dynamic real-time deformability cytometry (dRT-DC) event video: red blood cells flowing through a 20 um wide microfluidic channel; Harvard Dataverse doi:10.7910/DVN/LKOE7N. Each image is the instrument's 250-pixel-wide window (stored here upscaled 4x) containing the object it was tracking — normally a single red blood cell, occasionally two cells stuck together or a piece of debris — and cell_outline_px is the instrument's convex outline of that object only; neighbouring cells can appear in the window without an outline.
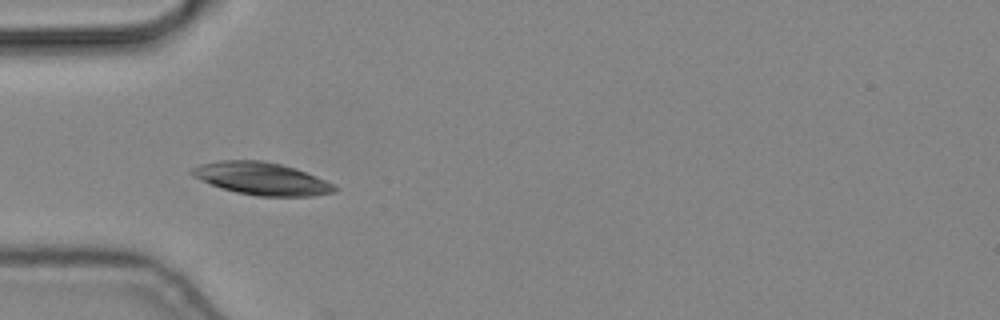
{"species": "common noctule bat (a hibernating species)", "species_latin": "Nyctalus noctula", "temperature_condition": "cold", "stored_images_in_passage": 8, "camera_frame_rate_fps": 3000, "um_per_image_px": 0.085, "animal": {"sex": "male", "body_mass_g": 19.2, "forearm_length_mm": 51.8}, "frame": {"image": 1, "passage_image": 5, "time_ms": 1.333, "image_size_px": [1000, 320], "cell_outline_px": [[336, 188], [332, 192], [312, 196], [256, 196], [236, 192], [212, 184], [192, 176], [188, 172], [192, 168], [200, 164], [220, 160], [264, 160], [296, 168], [324, 180], [332, 184]], "centroid_in_image_um": [22.19, 15.17], "position_along_channel_um": 62.8, "area_um2": 26.7}}
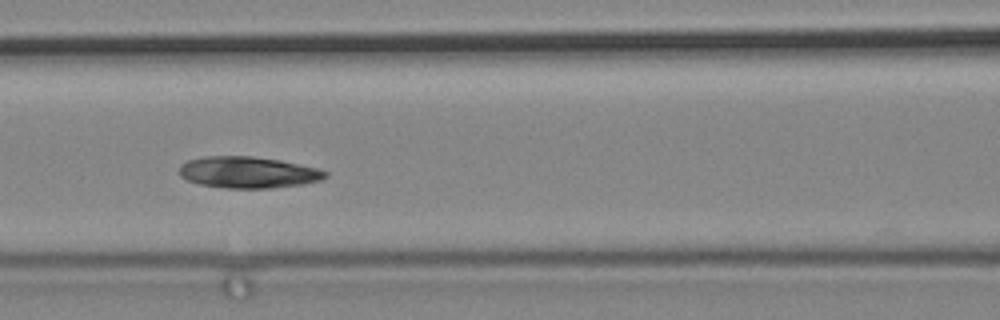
{"frame": {"image": 2, "passage_image": 7, "time_ms": 2.0, "image_size_px": [1000, 320], "cell_outline_px": [[328, 176], [320, 180], [304, 184], [268, 188], [224, 188], [200, 184], [188, 180], [180, 176], [180, 164], [188, 160], [204, 156], [252, 156], [280, 160], [320, 168], [328, 172]], "centroid_in_image_um": [21.11, 14.64], "position_along_channel_um": 145.5, "area_um2": 26.88}}
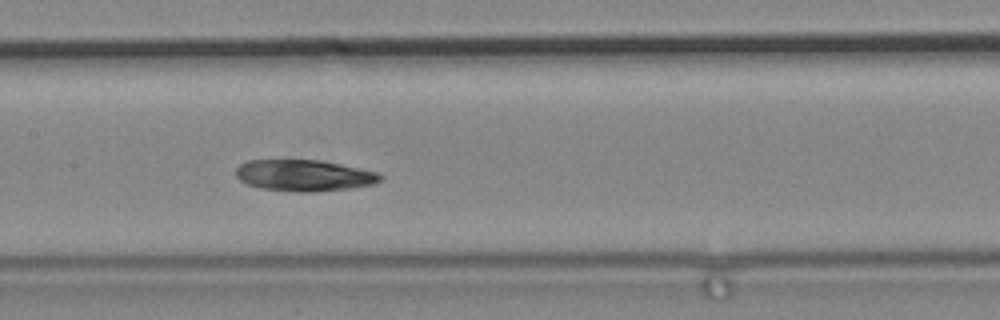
{"frame": {"image": 3, "passage_image": 8, "time_ms": 2.333, "image_size_px": [1000, 320], "cell_outline_px": [[384, 180], [372, 184], [352, 188], [316, 192], [300, 192], [260, 188], [248, 184], [240, 180], [236, 176], [236, 168], [240, 164], [248, 160], [320, 160], [340, 164], [376, 172], [384, 176]], "centroid_in_image_um": [25.86, 14.92], "position_along_channel_um": 181.5, "area_um2": 26.41}}